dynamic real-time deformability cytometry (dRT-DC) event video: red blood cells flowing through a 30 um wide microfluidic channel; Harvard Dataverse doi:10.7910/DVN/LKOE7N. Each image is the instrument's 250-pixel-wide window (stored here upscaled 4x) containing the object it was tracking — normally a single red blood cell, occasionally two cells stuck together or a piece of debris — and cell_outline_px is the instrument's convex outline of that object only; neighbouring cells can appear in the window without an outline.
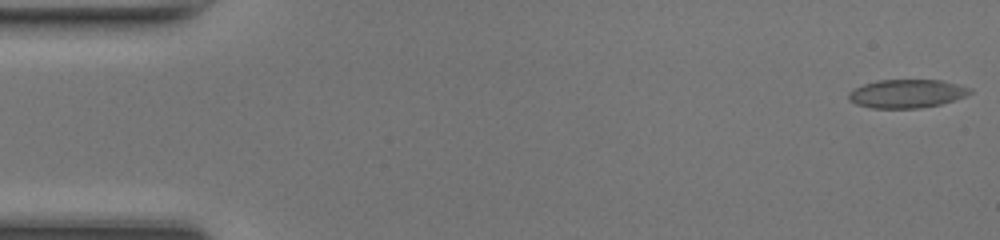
{"species": "common noctule bat (a hibernating species)", "species_latin": "Nyctalus noctula", "temperature_condition": "room temperature", "stored_images_in_passage": 47, "camera_frame_rate_fps": 3000, "um_per_image_px": 0.085, "animal": {"sex": "female", "body_mass_g": 17.0, "forearm_length_mm": 48.0}, "frame": {"image": 1, "passage_image": 1, "time_ms": 0.0, "image_size_px": [1000, 240], "cell_outline_px": [[972, 92], [964, 96], [940, 104], [920, 108], [872, 108], [856, 104], [848, 100], [848, 92], [864, 84], [876, 80], [940, 80], [972, 88]], "centroid_in_image_um": [77.04, 7.96], "position_along_channel_um": 8.0, "area_um2": 20.0}}
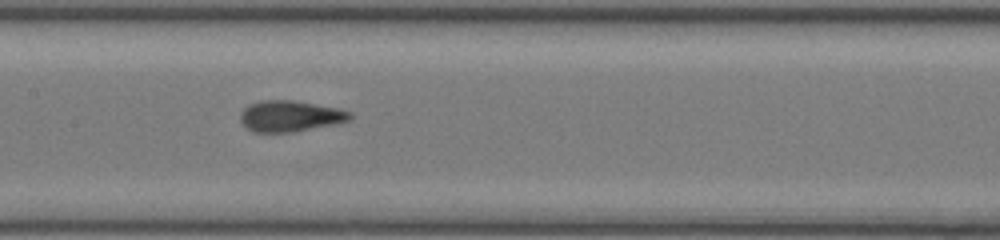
{"frame": {"image": 2, "passage_image": 23, "time_ms": 7.333, "image_size_px": [1000, 240], "cell_outline_px": [[352, 116], [348, 120], [336, 124], [296, 132], [252, 132], [240, 120], [240, 112], [248, 104], [260, 100], [292, 100], [340, 108], [352, 112]], "centroid_in_image_um": [24.67, 9.86], "position_along_channel_um": 182.7, "area_um2": 20.06}}
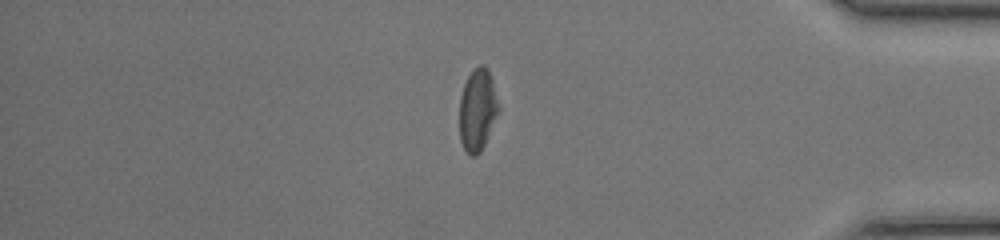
{"frame": {"image": 3, "passage_image": 40, "time_ms": 13.0, "image_size_px": [1000, 240], "cell_outline_px": [[500, 108], [484, 144], [480, 152], [476, 156], [468, 156], [460, 140], [460, 96], [464, 84], [468, 76], [480, 64], [484, 64], [488, 68], [492, 80]], "centroid_in_image_um": [40.58, 9.34], "position_along_channel_um": 394.6, "area_um2": 18.55}, "authors_computed_cell_mechanics": {"area_um2": 19.8832, "velocity_mm_per_s": 4.3345, "shape_relaxation_time_tau1_ms": 9.4646, "shape_relaxation_time_tau2_ms": 1.1839, "deformation_change_tau1": 0.209, "deformation_change_tau2": 0.0584}}